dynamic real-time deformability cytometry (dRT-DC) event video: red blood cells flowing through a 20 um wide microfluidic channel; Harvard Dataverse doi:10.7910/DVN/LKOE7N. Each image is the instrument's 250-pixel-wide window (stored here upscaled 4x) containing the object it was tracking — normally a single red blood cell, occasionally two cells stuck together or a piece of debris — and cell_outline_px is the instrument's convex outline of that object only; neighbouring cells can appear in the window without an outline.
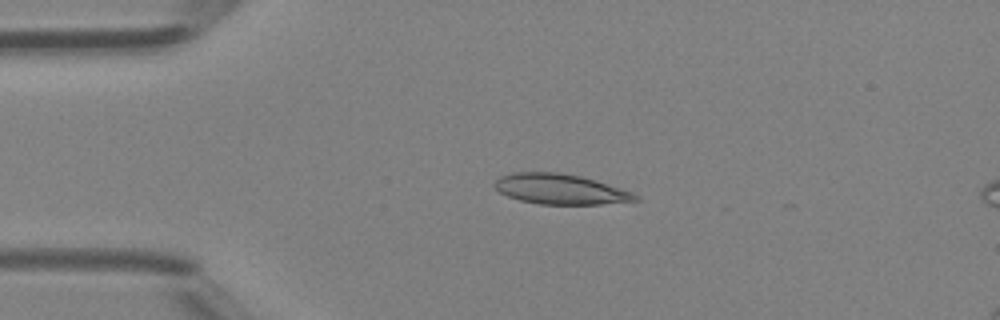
{"species": "Egyptian fruit bat (a non-hibernating species)", "species_latin": "Rousettus aegyptiacus", "temperature_condition": "room temperature", "stored_images_in_passage": 48, "camera_frame_rate_fps": 3000, "um_per_image_px": 0.085, "animal": {"sex": "female"}, "frame": {"image": 1, "passage_image": 11, "time_ms": 3.333, "image_size_px": [1000, 320], "cell_outline_px": [[640, 200], [600, 204], [540, 204], [520, 200], [508, 196], [500, 192], [492, 184], [500, 176], [512, 172], [560, 172], [580, 176], [596, 180], [632, 192], [640, 196]], "centroid_in_image_um": [47.62, 16.07], "position_along_channel_um": 37.4, "area_um2": 24.8}}
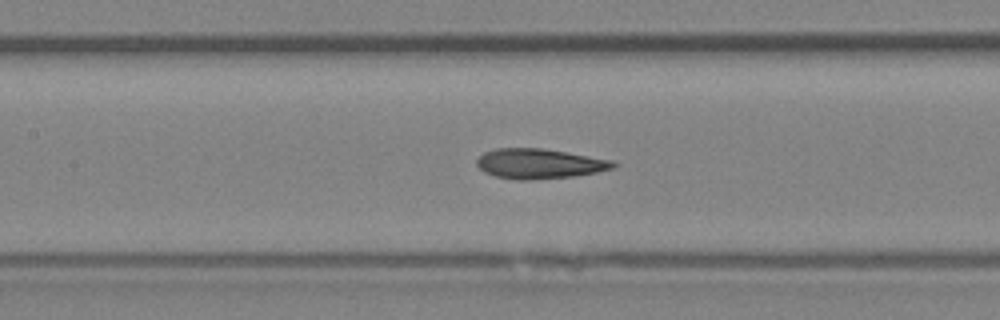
{"frame": {"image": 2, "passage_image": 22, "time_ms": 7.0, "image_size_px": [1000, 320], "cell_outline_px": [[620, 164], [616, 168], [596, 172], [572, 176], [528, 180], [516, 180], [496, 176], [484, 172], [476, 164], [476, 160], [484, 152], [496, 148], [544, 148], [616, 160]], "centroid_in_image_um": [45.91, 13.9], "position_along_channel_um": 161.5, "area_um2": 24.1}}
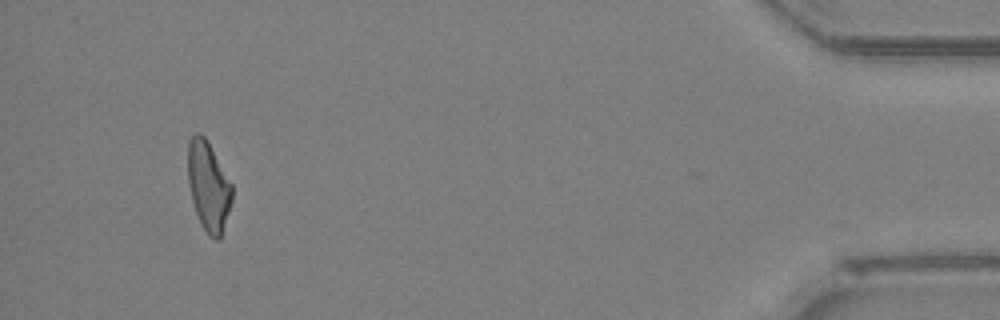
{"frame": {"image": 3, "passage_image": 45, "time_ms": 14.667, "image_size_px": [1000, 320], "cell_outline_px": [[232, 200], [220, 240], [216, 240], [208, 236], [200, 224], [192, 200], [188, 184], [188, 140], [196, 132], [200, 132], [204, 136], [232, 184]], "centroid_in_image_um": [17.71, 15.86], "position_along_channel_um": 417.5, "area_um2": 22.95}, "authors_computed_cell_mechanics": {"area_um2": 23.8425, "velocity_mm_per_s": 4.3017, "shape_relaxation_time_tau1_ms": null, "shape_relaxation_time_tau2_ms": 3.0129, "deformation_change_tau1": null, "deformation_change_tau2": 0.1154}}